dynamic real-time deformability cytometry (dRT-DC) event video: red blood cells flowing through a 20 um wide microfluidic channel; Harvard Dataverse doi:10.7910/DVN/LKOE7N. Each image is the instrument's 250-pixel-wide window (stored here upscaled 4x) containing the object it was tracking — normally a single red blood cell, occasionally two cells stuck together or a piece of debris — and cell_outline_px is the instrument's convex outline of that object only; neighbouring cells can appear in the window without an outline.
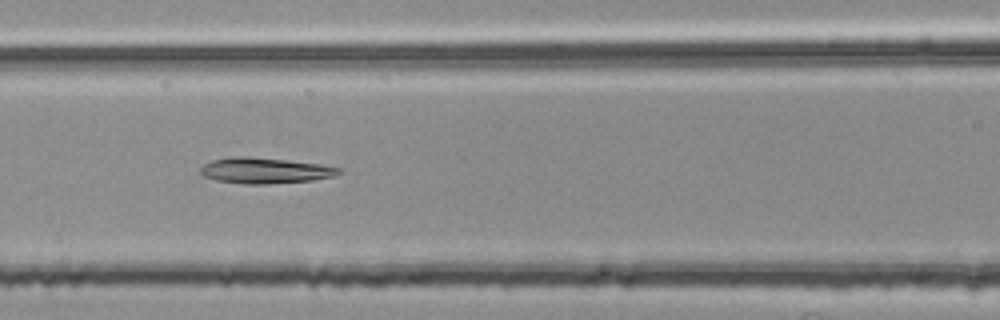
{"species": "common noctule bat (a hibernating species)", "species_latin": "Nyctalus noctula", "temperature_condition": "room temperature", "stored_images_in_passage": 32, "camera_frame_rate_fps": 3000, "um_per_image_px": 0.085, "animal": {"sex": "female", "body_mass_g": 25.1}, "frame": {"image": 1, "passage_image": 8, "time_ms": 2.333, "image_size_px": [1000, 320], "cell_outline_px": [[340, 172], [332, 176], [312, 180], [268, 184], [244, 184], [216, 180], [204, 176], [200, 172], [200, 168], [204, 164], [212, 160], [236, 156], [244, 156], [288, 160], [320, 164], [340, 168]], "centroid_in_image_um": [22.48, 14.49], "position_along_channel_um": 144.1, "area_um2": 20.58}}
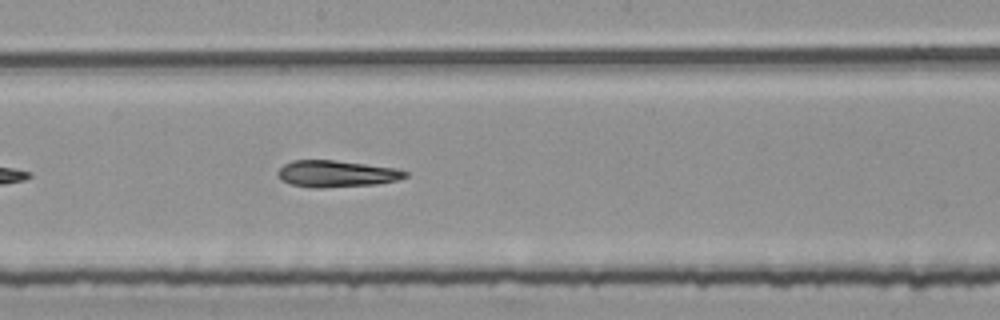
{"frame": {"image": 2, "passage_image": 14, "time_ms": 4.333, "image_size_px": [1000, 320], "cell_outline_px": [[408, 176], [396, 180], [376, 184], [320, 188], [312, 188], [288, 184], [280, 180], [276, 172], [284, 164], [292, 160], [332, 160], [364, 164], [392, 168], [408, 172]], "centroid_in_image_um": [28.52, 14.78], "position_along_channel_um": 219.7, "area_um2": 19.71}}
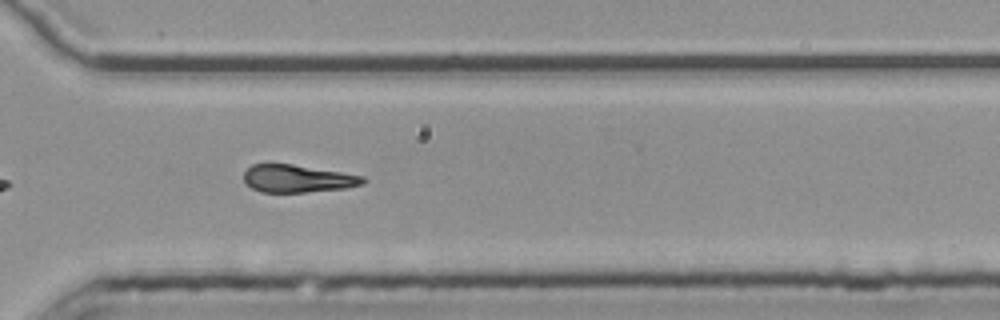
{"frame": {"image": 3, "passage_image": 24, "time_ms": 7.667, "image_size_px": [1000, 320], "cell_outline_px": [[368, 180], [364, 184], [344, 188], [304, 192], [260, 192], [252, 188], [244, 180], [244, 172], [252, 164], [268, 160], [364, 176]], "centroid_in_image_um": [25.24, 15.14], "position_along_channel_um": 345.4, "area_um2": 19.59}}